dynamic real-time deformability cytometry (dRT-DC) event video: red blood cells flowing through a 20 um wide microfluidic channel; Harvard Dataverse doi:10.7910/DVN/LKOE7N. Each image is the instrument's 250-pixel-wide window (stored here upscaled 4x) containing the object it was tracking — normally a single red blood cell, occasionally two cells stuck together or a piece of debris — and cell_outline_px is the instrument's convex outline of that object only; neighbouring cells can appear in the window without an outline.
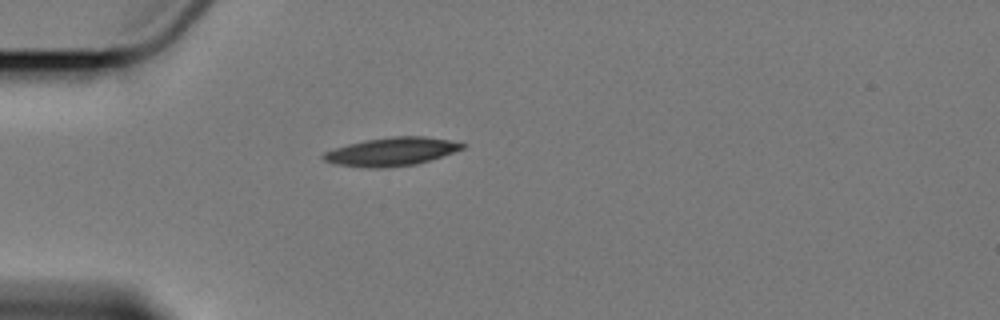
{"species": "Egyptian fruit bat (a non-hibernating species)", "species_latin": "Rousettus aegyptiacus", "temperature_condition": "cold", "stored_images_in_passage": 3, "camera_frame_rate_fps": 3000, "um_per_image_px": 0.085, "animal": {"sex": "female"}, "frame": {"image": 1, "passage_image": 1, "time_ms": 0.0, "image_size_px": [1000, 320], "cell_outline_px": [[468, 144], [464, 148], [416, 164], [384, 168], [372, 168], [332, 164], [324, 160], [320, 156], [324, 152], [348, 144], [364, 140], [392, 136], [424, 136], [452, 140]], "centroid_in_image_um": [33.26, 12.88], "position_along_channel_um": 51.7, "area_um2": 22.95}}
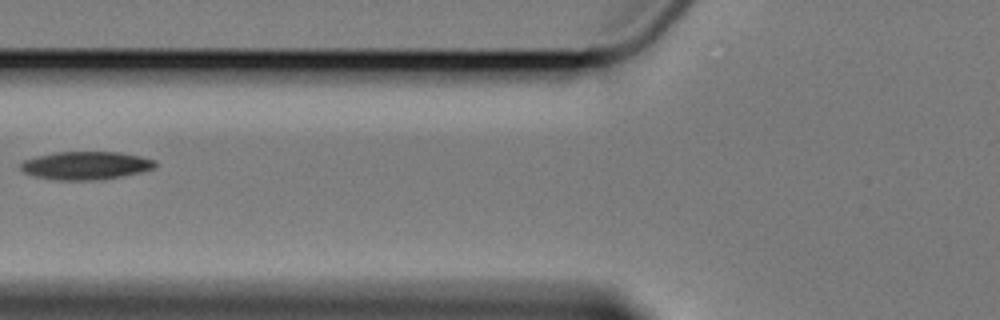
{"frame": {"image": 2, "passage_image": 3, "time_ms": 2.333, "image_size_px": [1000, 320], "cell_outline_px": [[156, 164], [152, 168], [140, 172], [120, 176], [92, 180], [60, 180], [36, 176], [24, 172], [20, 168], [20, 164], [24, 160], [36, 156], [56, 152], [120, 152], [140, 156], [156, 160]], "centroid_in_image_um": [7.28, 14.05], "position_along_channel_um": 118.5, "area_um2": 21.73}}